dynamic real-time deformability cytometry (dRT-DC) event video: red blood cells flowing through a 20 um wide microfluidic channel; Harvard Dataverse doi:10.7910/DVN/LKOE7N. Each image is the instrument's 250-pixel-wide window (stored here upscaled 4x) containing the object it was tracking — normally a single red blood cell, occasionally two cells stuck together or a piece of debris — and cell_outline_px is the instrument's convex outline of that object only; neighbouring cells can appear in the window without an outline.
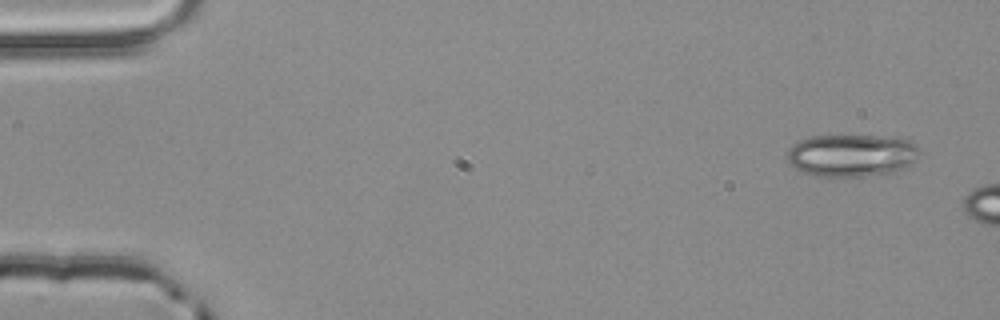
{"species": "common noctule bat (a hibernating species)", "species_latin": "Nyctalus noctula", "temperature_condition": "room temperature", "stored_images_in_passage": 3, "camera_frame_rate_fps": 3000, "um_per_image_px": 0.085, "animal": {"sex": "male", "body_mass_g": 20.4}, "frame": {"image": 1, "passage_image": 1, "time_ms": 0.0, "image_size_px": [1000, 320], "cell_outline_px": [[920, 152], [916, 160], [908, 168], [892, 172], [864, 176], [816, 176], [804, 172], [796, 168], [788, 160], [788, 148], [800, 140], [812, 136], [876, 136], [908, 140], [916, 144], [920, 148]], "centroid_in_image_um": [72.44, 13.21], "position_along_channel_um": 12.6, "area_um2": 32.6}}